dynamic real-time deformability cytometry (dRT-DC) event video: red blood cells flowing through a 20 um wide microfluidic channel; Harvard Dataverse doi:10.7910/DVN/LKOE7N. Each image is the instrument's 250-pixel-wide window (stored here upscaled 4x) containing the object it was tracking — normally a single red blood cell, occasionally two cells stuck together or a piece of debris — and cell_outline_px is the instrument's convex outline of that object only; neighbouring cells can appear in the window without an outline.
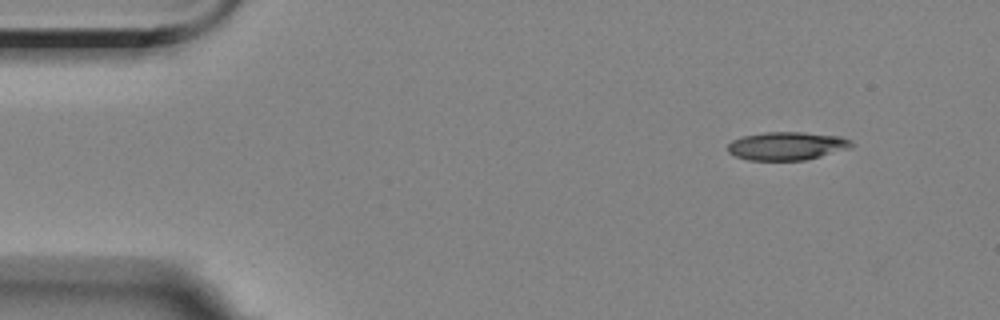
{"species": "Egyptian fruit bat (a non-hibernating species)", "species_latin": "Rousettus aegyptiacus", "temperature_condition": "room temperature", "stored_images_in_passage": 4, "camera_frame_rate_fps": 3000, "um_per_image_px": 0.085, "animal": {"sex": "female"}, "frame": {"image": 1, "passage_image": 1, "time_ms": 0.0, "image_size_px": [1000, 320], "cell_outline_px": [[856, 144], [852, 148], [804, 160], [748, 160], [736, 156], [728, 152], [728, 144], [732, 140], [740, 136], [764, 132], [804, 132], [840, 136], [852, 140]], "centroid_in_image_um": [66.91, 12.39], "position_along_channel_um": 18.1, "area_um2": 20.58}}
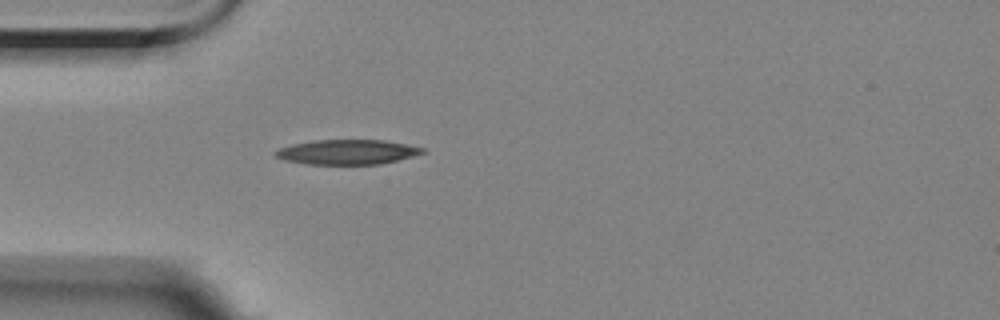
{"frame": {"image": 2, "passage_image": 4, "time_ms": 3.333, "image_size_px": [1000, 320], "cell_outline_px": [[428, 152], [380, 164], [308, 164], [284, 160], [276, 156], [272, 152], [280, 148], [292, 144], [316, 140], [384, 140], [424, 148]], "centroid_in_image_um": [29.51, 12.92], "position_along_channel_um": 55.5, "area_um2": 21.1}}